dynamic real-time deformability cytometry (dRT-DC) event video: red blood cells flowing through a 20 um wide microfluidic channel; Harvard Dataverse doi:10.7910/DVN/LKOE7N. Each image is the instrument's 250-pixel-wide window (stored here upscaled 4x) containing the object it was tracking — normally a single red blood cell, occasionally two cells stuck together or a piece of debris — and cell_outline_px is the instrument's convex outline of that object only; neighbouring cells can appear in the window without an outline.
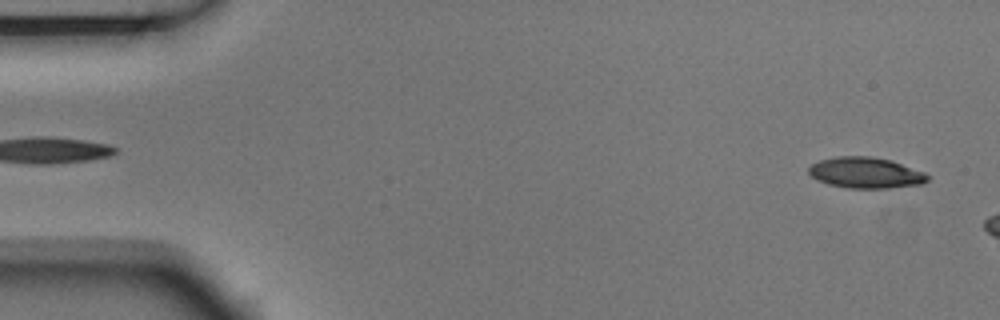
{"species": "Egyptian fruit bat (a non-hibernating species)", "species_latin": "Rousettus aegyptiacus", "temperature_condition": "room temperature", "stored_images_in_passage": 5, "camera_frame_rate_fps": 3000, "um_per_image_px": 0.085, "animal": {"sex": "male"}, "frame": {"image": 1, "passage_image": 5, "time_ms": 1.333, "image_size_px": [1000, 320], "cell_outline_px": [[928, 180], [924, 184], [888, 188], [848, 188], [828, 184], [816, 180], [808, 172], [808, 168], [812, 164], [820, 160], [836, 156], [872, 156], [892, 160], [924, 172], [928, 176]], "centroid_in_image_um": [73.58, 14.68], "position_along_channel_um": 11.4, "area_um2": 21.56}}